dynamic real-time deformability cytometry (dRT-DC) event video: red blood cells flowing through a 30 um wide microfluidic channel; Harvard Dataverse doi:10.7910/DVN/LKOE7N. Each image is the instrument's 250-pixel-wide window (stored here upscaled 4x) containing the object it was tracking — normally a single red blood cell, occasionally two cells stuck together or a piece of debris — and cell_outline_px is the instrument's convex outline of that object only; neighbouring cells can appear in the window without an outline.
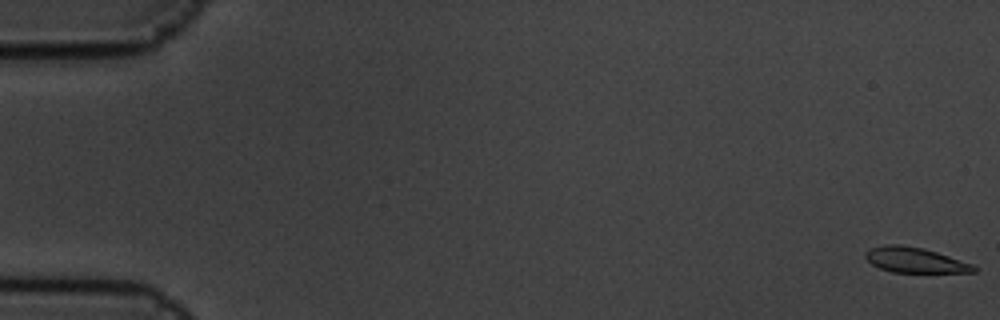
{"species": "common noctule bat (a hibernating species)", "species_latin": "Nyctalus noctula", "temperature_condition": "cold", "stored_images_in_passage": 6, "camera_frame_rate_fps": 3000, "um_per_image_px": 0.085, "animal": {"sex": "male", "body_mass_g": 19.5, "forearm_length_mm": 54.6}, "frame": {"image": 1, "passage_image": 1, "time_ms": 0.0, "image_size_px": [1000, 320], "cell_outline_px": [[976, 272], [892, 272], [880, 268], [872, 264], [864, 256], [868, 248], [884, 244], [900, 244], [924, 248], [972, 264], [976, 268]], "centroid_in_image_um": [77.72, 22.09], "position_along_channel_um": 7.3, "area_um2": 15.84}}
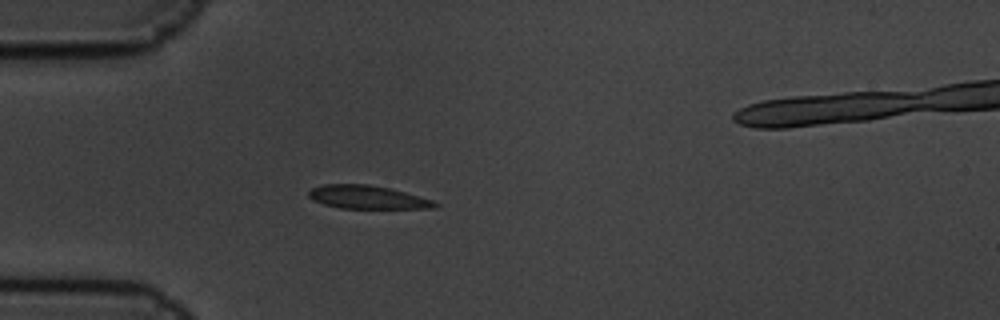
{"frame": {"image": 2, "passage_image": 5, "time_ms": 1.333, "image_size_px": [1000, 320], "cell_outline_px": [[440, 204], [436, 208], [340, 208], [324, 204], [308, 196], [308, 192], [312, 188], [324, 184], [368, 184], [388, 188], [404, 192], [432, 200]], "centroid_in_image_um": [31.23, 16.76], "position_along_channel_um": 53.8, "area_um2": 16.88}}